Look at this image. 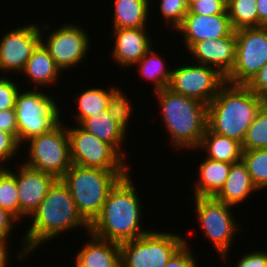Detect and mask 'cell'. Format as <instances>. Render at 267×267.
I'll list each match as a JSON object with an SVG mask.
<instances>
[{
  "mask_svg": "<svg viewBox=\"0 0 267 267\" xmlns=\"http://www.w3.org/2000/svg\"><path fill=\"white\" fill-rule=\"evenodd\" d=\"M30 218L31 225L22 239L24 249L21 247V252H17L19 260L29 257L40 245L58 237L64 231L82 227L89 233V224L79 214L68 187L61 179H57L49 188L42 203Z\"/></svg>",
  "mask_w": 267,
  "mask_h": 267,
  "instance_id": "obj_1",
  "label": "cell"
},
{
  "mask_svg": "<svg viewBox=\"0 0 267 267\" xmlns=\"http://www.w3.org/2000/svg\"><path fill=\"white\" fill-rule=\"evenodd\" d=\"M130 176L129 172L110 190L99 215L89 225L93 236L120 244L150 231L140 226L142 205Z\"/></svg>",
  "mask_w": 267,
  "mask_h": 267,
  "instance_id": "obj_2",
  "label": "cell"
},
{
  "mask_svg": "<svg viewBox=\"0 0 267 267\" xmlns=\"http://www.w3.org/2000/svg\"><path fill=\"white\" fill-rule=\"evenodd\" d=\"M266 101L246 85L225 83L208 105L207 127L242 144L249 126Z\"/></svg>",
  "mask_w": 267,
  "mask_h": 267,
  "instance_id": "obj_3",
  "label": "cell"
},
{
  "mask_svg": "<svg viewBox=\"0 0 267 267\" xmlns=\"http://www.w3.org/2000/svg\"><path fill=\"white\" fill-rule=\"evenodd\" d=\"M161 119L176 149L197 150L207 129L208 105L175 93L168 87L155 92Z\"/></svg>",
  "mask_w": 267,
  "mask_h": 267,
  "instance_id": "obj_4",
  "label": "cell"
},
{
  "mask_svg": "<svg viewBox=\"0 0 267 267\" xmlns=\"http://www.w3.org/2000/svg\"><path fill=\"white\" fill-rule=\"evenodd\" d=\"M130 170H105L74 165L61 178L82 218L90 225L99 215L114 185Z\"/></svg>",
  "mask_w": 267,
  "mask_h": 267,
  "instance_id": "obj_5",
  "label": "cell"
},
{
  "mask_svg": "<svg viewBox=\"0 0 267 267\" xmlns=\"http://www.w3.org/2000/svg\"><path fill=\"white\" fill-rule=\"evenodd\" d=\"M55 98L38 89L19 90L14 105L18 127V142L21 146L34 136L54 128L61 121V110Z\"/></svg>",
  "mask_w": 267,
  "mask_h": 267,
  "instance_id": "obj_6",
  "label": "cell"
},
{
  "mask_svg": "<svg viewBox=\"0 0 267 267\" xmlns=\"http://www.w3.org/2000/svg\"><path fill=\"white\" fill-rule=\"evenodd\" d=\"M62 123L26 141L29 150L24 164L56 179H61L72 166L67 126Z\"/></svg>",
  "mask_w": 267,
  "mask_h": 267,
  "instance_id": "obj_7",
  "label": "cell"
},
{
  "mask_svg": "<svg viewBox=\"0 0 267 267\" xmlns=\"http://www.w3.org/2000/svg\"><path fill=\"white\" fill-rule=\"evenodd\" d=\"M184 239L180 234L150 229L137 239L119 244L121 267H165Z\"/></svg>",
  "mask_w": 267,
  "mask_h": 267,
  "instance_id": "obj_8",
  "label": "cell"
},
{
  "mask_svg": "<svg viewBox=\"0 0 267 267\" xmlns=\"http://www.w3.org/2000/svg\"><path fill=\"white\" fill-rule=\"evenodd\" d=\"M236 55L225 82L246 85L267 63V26L235 30Z\"/></svg>",
  "mask_w": 267,
  "mask_h": 267,
  "instance_id": "obj_9",
  "label": "cell"
},
{
  "mask_svg": "<svg viewBox=\"0 0 267 267\" xmlns=\"http://www.w3.org/2000/svg\"><path fill=\"white\" fill-rule=\"evenodd\" d=\"M196 214L202 232L213 244L217 253L226 260L231 243L239 230L231 207L214 197H194Z\"/></svg>",
  "mask_w": 267,
  "mask_h": 267,
  "instance_id": "obj_10",
  "label": "cell"
},
{
  "mask_svg": "<svg viewBox=\"0 0 267 267\" xmlns=\"http://www.w3.org/2000/svg\"><path fill=\"white\" fill-rule=\"evenodd\" d=\"M67 133L72 164L105 170H130L124 161L126 159L110 144L99 140L79 124L71 129L67 127Z\"/></svg>",
  "mask_w": 267,
  "mask_h": 267,
  "instance_id": "obj_11",
  "label": "cell"
},
{
  "mask_svg": "<svg viewBox=\"0 0 267 267\" xmlns=\"http://www.w3.org/2000/svg\"><path fill=\"white\" fill-rule=\"evenodd\" d=\"M65 23L59 28H54L43 38V30H48L49 25L40 27L41 43L49 51L57 67L62 71L78 66L85 59L89 50L90 38L88 33L78 24ZM43 27V28H42ZM43 29V30H42Z\"/></svg>",
  "mask_w": 267,
  "mask_h": 267,
  "instance_id": "obj_12",
  "label": "cell"
},
{
  "mask_svg": "<svg viewBox=\"0 0 267 267\" xmlns=\"http://www.w3.org/2000/svg\"><path fill=\"white\" fill-rule=\"evenodd\" d=\"M225 83V77L215 68L189 64L172 69L168 88L209 105Z\"/></svg>",
  "mask_w": 267,
  "mask_h": 267,
  "instance_id": "obj_13",
  "label": "cell"
},
{
  "mask_svg": "<svg viewBox=\"0 0 267 267\" xmlns=\"http://www.w3.org/2000/svg\"><path fill=\"white\" fill-rule=\"evenodd\" d=\"M0 72H23L27 60L41 43L40 25L12 28L0 38Z\"/></svg>",
  "mask_w": 267,
  "mask_h": 267,
  "instance_id": "obj_14",
  "label": "cell"
},
{
  "mask_svg": "<svg viewBox=\"0 0 267 267\" xmlns=\"http://www.w3.org/2000/svg\"><path fill=\"white\" fill-rule=\"evenodd\" d=\"M18 168L17 173L10 168L8 170L17 182L20 221L21 218L30 217L35 212L57 179L51 174L26 166L23 161Z\"/></svg>",
  "mask_w": 267,
  "mask_h": 267,
  "instance_id": "obj_15",
  "label": "cell"
},
{
  "mask_svg": "<svg viewBox=\"0 0 267 267\" xmlns=\"http://www.w3.org/2000/svg\"><path fill=\"white\" fill-rule=\"evenodd\" d=\"M176 31L181 33L182 41L189 50L196 42L226 37L233 31V28L228 14L203 16L192 14L188 10Z\"/></svg>",
  "mask_w": 267,
  "mask_h": 267,
  "instance_id": "obj_16",
  "label": "cell"
},
{
  "mask_svg": "<svg viewBox=\"0 0 267 267\" xmlns=\"http://www.w3.org/2000/svg\"><path fill=\"white\" fill-rule=\"evenodd\" d=\"M195 63L215 68L226 77L232 70L236 55V35L196 42L189 50Z\"/></svg>",
  "mask_w": 267,
  "mask_h": 267,
  "instance_id": "obj_17",
  "label": "cell"
},
{
  "mask_svg": "<svg viewBox=\"0 0 267 267\" xmlns=\"http://www.w3.org/2000/svg\"><path fill=\"white\" fill-rule=\"evenodd\" d=\"M146 28L113 29L114 46L112 58L118 65L133 67L150 49L152 42Z\"/></svg>",
  "mask_w": 267,
  "mask_h": 267,
  "instance_id": "obj_18",
  "label": "cell"
},
{
  "mask_svg": "<svg viewBox=\"0 0 267 267\" xmlns=\"http://www.w3.org/2000/svg\"><path fill=\"white\" fill-rule=\"evenodd\" d=\"M90 239L76 254L75 263L79 267H121L120 245L99 239L89 233Z\"/></svg>",
  "mask_w": 267,
  "mask_h": 267,
  "instance_id": "obj_19",
  "label": "cell"
},
{
  "mask_svg": "<svg viewBox=\"0 0 267 267\" xmlns=\"http://www.w3.org/2000/svg\"><path fill=\"white\" fill-rule=\"evenodd\" d=\"M254 191L258 189L251 180L247 166L240 160L231 164L228 177L214 198L235 207L244 200H248L249 195L251 196Z\"/></svg>",
  "mask_w": 267,
  "mask_h": 267,
  "instance_id": "obj_20",
  "label": "cell"
},
{
  "mask_svg": "<svg viewBox=\"0 0 267 267\" xmlns=\"http://www.w3.org/2000/svg\"><path fill=\"white\" fill-rule=\"evenodd\" d=\"M60 73L61 70L42 43L33 51L22 72L23 75L29 77L30 82H33L35 89L55 84L59 81Z\"/></svg>",
  "mask_w": 267,
  "mask_h": 267,
  "instance_id": "obj_21",
  "label": "cell"
},
{
  "mask_svg": "<svg viewBox=\"0 0 267 267\" xmlns=\"http://www.w3.org/2000/svg\"><path fill=\"white\" fill-rule=\"evenodd\" d=\"M232 163L206 158L199 166V179L194 183V197H214L223 187Z\"/></svg>",
  "mask_w": 267,
  "mask_h": 267,
  "instance_id": "obj_22",
  "label": "cell"
},
{
  "mask_svg": "<svg viewBox=\"0 0 267 267\" xmlns=\"http://www.w3.org/2000/svg\"><path fill=\"white\" fill-rule=\"evenodd\" d=\"M84 130L95 135L99 140L110 144L123 158L125 153L121 145L126 133L108 113V110L97 112L79 124Z\"/></svg>",
  "mask_w": 267,
  "mask_h": 267,
  "instance_id": "obj_23",
  "label": "cell"
},
{
  "mask_svg": "<svg viewBox=\"0 0 267 267\" xmlns=\"http://www.w3.org/2000/svg\"><path fill=\"white\" fill-rule=\"evenodd\" d=\"M198 149L206 151V158L235 163L242 160V144L227 136L214 133L208 127L202 136Z\"/></svg>",
  "mask_w": 267,
  "mask_h": 267,
  "instance_id": "obj_24",
  "label": "cell"
},
{
  "mask_svg": "<svg viewBox=\"0 0 267 267\" xmlns=\"http://www.w3.org/2000/svg\"><path fill=\"white\" fill-rule=\"evenodd\" d=\"M113 28H147L150 12L148 0H115Z\"/></svg>",
  "mask_w": 267,
  "mask_h": 267,
  "instance_id": "obj_25",
  "label": "cell"
},
{
  "mask_svg": "<svg viewBox=\"0 0 267 267\" xmlns=\"http://www.w3.org/2000/svg\"><path fill=\"white\" fill-rule=\"evenodd\" d=\"M158 54L151 46L145 55L133 65L139 66L138 70L141 77L154 84V92L168 87L172 74V68L171 70L166 69L164 58H161Z\"/></svg>",
  "mask_w": 267,
  "mask_h": 267,
  "instance_id": "obj_26",
  "label": "cell"
},
{
  "mask_svg": "<svg viewBox=\"0 0 267 267\" xmlns=\"http://www.w3.org/2000/svg\"><path fill=\"white\" fill-rule=\"evenodd\" d=\"M110 88V89H109ZM108 90L93 87L85 90L83 93L81 92L77 97V113H76V121L75 124H80L87 117L93 116L97 114V112L107 110L110 91L114 87H109Z\"/></svg>",
  "mask_w": 267,
  "mask_h": 267,
  "instance_id": "obj_27",
  "label": "cell"
},
{
  "mask_svg": "<svg viewBox=\"0 0 267 267\" xmlns=\"http://www.w3.org/2000/svg\"><path fill=\"white\" fill-rule=\"evenodd\" d=\"M227 12L234 31L258 27L257 0H231Z\"/></svg>",
  "mask_w": 267,
  "mask_h": 267,
  "instance_id": "obj_28",
  "label": "cell"
},
{
  "mask_svg": "<svg viewBox=\"0 0 267 267\" xmlns=\"http://www.w3.org/2000/svg\"><path fill=\"white\" fill-rule=\"evenodd\" d=\"M242 161L258 191L267 188V148L243 150Z\"/></svg>",
  "mask_w": 267,
  "mask_h": 267,
  "instance_id": "obj_29",
  "label": "cell"
},
{
  "mask_svg": "<svg viewBox=\"0 0 267 267\" xmlns=\"http://www.w3.org/2000/svg\"><path fill=\"white\" fill-rule=\"evenodd\" d=\"M267 148V101L259 109L242 143L243 150Z\"/></svg>",
  "mask_w": 267,
  "mask_h": 267,
  "instance_id": "obj_30",
  "label": "cell"
},
{
  "mask_svg": "<svg viewBox=\"0 0 267 267\" xmlns=\"http://www.w3.org/2000/svg\"><path fill=\"white\" fill-rule=\"evenodd\" d=\"M0 207L19 220V200L15 176L5 168L0 174Z\"/></svg>",
  "mask_w": 267,
  "mask_h": 267,
  "instance_id": "obj_31",
  "label": "cell"
},
{
  "mask_svg": "<svg viewBox=\"0 0 267 267\" xmlns=\"http://www.w3.org/2000/svg\"><path fill=\"white\" fill-rule=\"evenodd\" d=\"M120 88L114 87L110 91L108 113L114 121L126 132L129 125V119L132 114V104Z\"/></svg>",
  "mask_w": 267,
  "mask_h": 267,
  "instance_id": "obj_32",
  "label": "cell"
},
{
  "mask_svg": "<svg viewBox=\"0 0 267 267\" xmlns=\"http://www.w3.org/2000/svg\"><path fill=\"white\" fill-rule=\"evenodd\" d=\"M160 13L165 25L168 22L176 30L183 22L188 12L186 0H160Z\"/></svg>",
  "mask_w": 267,
  "mask_h": 267,
  "instance_id": "obj_33",
  "label": "cell"
},
{
  "mask_svg": "<svg viewBox=\"0 0 267 267\" xmlns=\"http://www.w3.org/2000/svg\"><path fill=\"white\" fill-rule=\"evenodd\" d=\"M18 86L10 77L0 76V111L14 109L20 90Z\"/></svg>",
  "mask_w": 267,
  "mask_h": 267,
  "instance_id": "obj_34",
  "label": "cell"
},
{
  "mask_svg": "<svg viewBox=\"0 0 267 267\" xmlns=\"http://www.w3.org/2000/svg\"><path fill=\"white\" fill-rule=\"evenodd\" d=\"M188 10L192 14L211 16L217 14H228L227 3L224 0H199L193 3Z\"/></svg>",
  "mask_w": 267,
  "mask_h": 267,
  "instance_id": "obj_35",
  "label": "cell"
},
{
  "mask_svg": "<svg viewBox=\"0 0 267 267\" xmlns=\"http://www.w3.org/2000/svg\"><path fill=\"white\" fill-rule=\"evenodd\" d=\"M188 244L185 238V243L170 257L165 267H198L194 251Z\"/></svg>",
  "mask_w": 267,
  "mask_h": 267,
  "instance_id": "obj_36",
  "label": "cell"
},
{
  "mask_svg": "<svg viewBox=\"0 0 267 267\" xmlns=\"http://www.w3.org/2000/svg\"><path fill=\"white\" fill-rule=\"evenodd\" d=\"M21 145L18 140L10 133H6L0 130V162L3 164L10 159L15 158Z\"/></svg>",
  "mask_w": 267,
  "mask_h": 267,
  "instance_id": "obj_37",
  "label": "cell"
},
{
  "mask_svg": "<svg viewBox=\"0 0 267 267\" xmlns=\"http://www.w3.org/2000/svg\"><path fill=\"white\" fill-rule=\"evenodd\" d=\"M246 86L256 95L267 99V63L251 78Z\"/></svg>",
  "mask_w": 267,
  "mask_h": 267,
  "instance_id": "obj_38",
  "label": "cell"
},
{
  "mask_svg": "<svg viewBox=\"0 0 267 267\" xmlns=\"http://www.w3.org/2000/svg\"><path fill=\"white\" fill-rule=\"evenodd\" d=\"M237 267H267V253L258 249L242 256L238 261ZM235 266V267H236Z\"/></svg>",
  "mask_w": 267,
  "mask_h": 267,
  "instance_id": "obj_39",
  "label": "cell"
},
{
  "mask_svg": "<svg viewBox=\"0 0 267 267\" xmlns=\"http://www.w3.org/2000/svg\"><path fill=\"white\" fill-rule=\"evenodd\" d=\"M0 130L12 134L18 140V127L14 109L0 111Z\"/></svg>",
  "mask_w": 267,
  "mask_h": 267,
  "instance_id": "obj_40",
  "label": "cell"
},
{
  "mask_svg": "<svg viewBox=\"0 0 267 267\" xmlns=\"http://www.w3.org/2000/svg\"><path fill=\"white\" fill-rule=\"evenodd\" d=\"M17 219L11 215L7 210L0 207V241L8 244L7 242L14 226L17 224Z\"/></svg>",
  "mask_w": 267,
  "mask_h": 267,
  "instance_id": "obj_41",
  "label": "cell"
},
{
  "mask_svg": "<svg viewBox=\"0 0 267 267\" xmlns=\"http://www.w3.org/2000/svg\"><path fill=\"white\" fill-rule=\"evenodd\" d=\"M258 27L267 26V0H257Z\"/></svg>",
  "mask_w": 267,
  "mask_h": 267,
  "instance_id": "obj_42",
  "label": "cell"
},
{
  "mask_svg": "<svg viewBox=\"0 0 267 267\" xmlns=\"http://www.w3.org/2000/svg\"><path fill=\"white\" fill-rule=\"evenodd\" d=\"M8 244L0 241V267H7L9 264Z\"/></svg>",
  "mask_w": 267,
  "mask_h": 267,
  "instance_id": "obj_43",
  "label": "cell"
},
{
  "mask_svg": "<svg viewBox=\"0 0 267 267\" xmlns=\"http://www.w3.org/2000/svg\"><path fill=\"white\" fill-rule=\"evenodd\" d=\"M199 0H186L187 7L189 8L193 3L198 2Z\"/></svg>",
  "mask_w": 267,
  "mask_h": 267,
  "instance_id": "obj_44",
  "label": "cell"
},
{
  "mask_svg": "<svg viewBox=\"0 0 267 267\" xmlns=\"http://www.w3.org/2000/svg\"><path fill=\"white\" fill-rule=\"evenodd\" d=\"M4 169H5L4 166L2 167V163L0 162V174Z\"/></svg>",
  "mask_w": 267,
  "mask_h": 267,
  "instance_id": "obj_45",
  "label": "cell"
}]
</instances>
